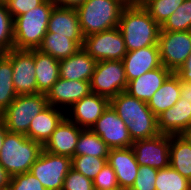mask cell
<instances>
[{"instance_id": "cell-47", "label": "cell", "mask_w": 191, "mask_h": 190, "mask_svg": "<svg viewBox=\"0 0 191 190\" xmlns=\"http://www.w3.org/2000/svg\"><path fill=\"white\" fill-rule=\"evenodd\" d=\"M94 190H122L121 188H117V189H94Z\"/></svg>"}, {"instance_id": "cell-14", "label": "cell", "mask_w": 191, "mask_h": 190, "mask_svg": "<svg viewBox=\"0 0 191 190\" xmlns=\"http://www.w3.org/2000/svg\"><path fill=\"white\" fill-rule=\"evenodd\" d=\"M109 105V98L91 92L73 104L65 116L78 127L91 130Z\"/></svg>"}, {"instance_id": "cell-5", "label": "cell", "mask_w": 191, "mask_h": 190, "mask_svg": "<svg viewBox=\"0 0 191 190\" xmlns=\"http://www.w3.org/2000/svg\"><path fill=\"white\" fill-rule=\"evenodd\" d=\"M125 7L120 0H86L76 9L83 36L118 27Z\"/></svg>"}, {"instance_id": "cell-2", "label": "cell", "mask_w": 191, "mask_h": 190, "mask_svg": "<svg viewBox=\"0 0 191 190\" xmlns=\"http://www.w3.org/2000/svg\"><path fill=\"white\" fill-rule=\"evenodd\" d=\"M118 28L128 52L158 46L161 26L140 6H126L121 14Z\"/></svg>"}, {"instance_id": "cell-11", "label": "cell", "mask_w": 191, "mask_h": 190, "mask_svg": "<svg viewBox=\"0 0 191 190\" xmlns=\"http://www.w3.org/2000/svg\"><path fill=\"white\" fill-rule=\"evenodd\" d=\"M171 135L158 134L155 137L133 141L132 149L139 165L155 169L170 166Z\"/></svg>"}, {"instance_id": "cell-34", "label": "cell", "mask_w": 191, "mask_h": 190, "mask_svg": "<svg viewBox=\"0 0 191 190\" xmlns=\"http://www.w3.org/2000/svg\"><path fill=\"white\" fill-rule=\"evenodd\" d=\"M14 48L13 18L4 1H0V53Z\"/></svg>"}, {"instance_id": "cell-13", "label": "cell", "mask_w": 191, "mask_h": 190, "mask_svg": "<svg viewBox=\"0 0 191 190\" xmlns=\"http://www.w3.org/2000/svg\"><path fill=\"white\" fill-rule=\"evenodd\" d=\"M91 130L97 134L110 149L132 147L133 141L129 135L126 124L117 115L111 105L103 112Z\"/></svg>"}, {"instance_id": "cell-37", "label": "cell", "mask_w": 191, "mask_h": 190, "mask_svg": "<svg viewBox=\"0 0 191 190\" xmlns=\"http://www.w3.org/2000/svg\"><path fill=\"white\" fill-rule=\"evenodd\" d=\"M62 190H94L93 180L71 168L64 179Z\"/></svg>"}, {"instance_id": "cell-39", "label": "cell", "mask_w": 191, "mask_h": 190, "mask_svg": "<svg viewBox=\"0 0 191 190\" xmlns=\"http://www.w3.org/2000/svg\"><path fill=\"white\" fill-rule=\"evenodd\" d=\"M45 0H4L7 10L12 18L27 13L29 10L39 6Z\"/></svg>"}, {"instance_id": "cell-35", "label": "cell", "mask_w": 191, "mask_h": 190, "mask_svg": "<svg viewBox=\"0 0 191 190\" xmlns=\"http://www.w3.org/2000/svg\"><path fill=\"white\" fill-rule=\"evenodd\" d=\"M9 188L11 190H47L31 172L10 177Z\"/></svg>"}, {"instance_id": "cell-22", "label": "cell", "mask_w": 191, "mask_h": 190, "mask_svg": "<svg viewBox=\"0 0 191 190\" xmlns=\"http://www.w3.org/2000/svg\"><path fill=\"white\" fill-rule=\"evenodd\" d=\"M173 72L163 65L128 82L126 92L148 102Z\"/></svg>"}, {"instance_id": "cell-42", "label": "cell", "mask_w": 191, "mask_h": 190, "mask_svg": "<svg viewBox=\"0 0 191 190\" xmlns=\"http://www.w3.org/2000/svg\"><path fill=\"white\" fill-rule=\"evenodd\" d=\"M86 0H52L55 6L77 9Z\"/></svg>"}, {"instance_id": "cell-24", "label": "cell", "mask_w": 191, "mask_h": 190, "mask_svg": "<svg viewBox=\"0 0 191 190\" xmlns=\"http://www.w3.org/2000/svg\"><path fill=\"white\" fill-rule=\"evenodd\" d=\"M34 63L37 90L47 94L59 79V61L50 54L34 49Z\"/></svg>"}, {"instance_id": "cell-28", "label": "cell", "mask_w": 191, "mask_h": 190, "mask_svg": "<svg viewBox=\"0 0 191 190\" xmlns=\"http://www.w3.org/2000/svg\"><path fill=\"white\" fill-rule=\"evenodd\" d=\"M13 84V67L11 59L5 54H0V115L17 97Z\"/></svg>"}, {"instance_id": "cell-26", "label": "cell", "mask_w": 191, "mask_h": 190, "mask_svg": "<svg viewBox=\"0 0 191 190\" xmlns=\"http://www.w3.org/2000/svg\"><path fill=\"white\" fill-rule=\"evenodd\" d=\"M80 48L81 47L72 39L47 31L38 50L50 54L53 58L60 61L70 57Z\"/></svg>"}, {"instance_id": "cell-45", "label": "cell", "mask_w": 191, "mask_h": 190, "mask_svg": "<svg viewBox=\"0 0 191 190\" xmlns=\"http://www.w3.org/2000/svg\"><path fill=\"white\" fill-rule=\"evenodd\" d=\"M125 6H140L144 0H120Z\"/></svg>"}, {"instance_id": "cell-43", "label": "cell", "mask_w": 191, "mask_h": 190, "mask_svg": "<svg viewBox=\"0 0 191 190\" xmlns=\"http://www.w3.org/2000/svg\"><path fill=\"white\" fill-rule=\"evenodd\" d=\"M10 176L0 164V190L9 188Z\"/></svg>"}, {"instance_id": "cell-1", "label": "cell", "mask_w": 191, "mask_h": 190, "mask_svg": "<svg viewBox=\"0 0 191 190\" xmlns=\"http://www.w3.org/2000/svg\"><path fill=\"white\" fill-rule=\"evenodd\" d=\"M111 107L126 124L132 141L157 136V116L150 110L147 102L131 96L126 91L110 99Z\"/></svg>"}, {"instance_id": "cell-27", "label": "cell", "mask_w": 191, "mask_h": 190, "mask_svg": "<svg viewBox=\"0 0 191 190\" xmlns=\"http://www.w3.org/2000/svg\"><path fill=\"white\" fill-rule=\"evenodd\" d=\"M170 166L191 181V145L180 135H171Z\"/></svg>"}, {"instance_id": "cell-3", "label": "cell", "mask_w": 191, "mask_h": 190, "mask_svg": "<svg viewBox=\"0 0 191 190\" xmlns=\"http://www.w3.org/2000/svg\"><path fill=\"white\" fill-rule=\"evenodd\" d=\"M55 4L45 0L27 13L13 18L15 49H38L48 29L51 11Z\"/></svg>"}, {"instance_id": "cell-30", "label": "cell", "mask_w": 191, "mask_h": 190, "mask_svg": "<svg viewBox=\"0 0 191 190\" xmlns=\"http://www.w3.org/2000/svg\"><path fill=\"white\" fill-rule=\"evenodd\" d=\"M155 187L156 190H191V181L168 166L157 171Z\"/></svg>"}, {"instance_id": "cell-9", "label": "cell", "mask_w": 191, "mask_h": 190, "mask_svg": "<svg viewBox=\"0 0 191 190\" xmlns=\"http://www.w3.org/2000/svg\"><path fill=\"white\" fill-rule=\"evenodd\" d=\"M82 48L97 62L123 60L128 52L118 27L84 37Z\"/></svg>"}, {"instance_id": "cell-20", "label": "cell", "mask_w": 191, "mask_h": 190, "mask_svg": "<svg viewBox=\"0 0 191 190\" xmlns=\"http://www.w3.org/2000/svg\"><path fill=\"white\" fill-rule=\"evenodd\" d=\"M158 131L166 135H181L191 126V104L180 98L173 107L157 116Z\"/></svg>"}, {"instance_id": "cell-15", "label": "cell", "mask_w": 191, "mask_h": 190, "mask_svg": "<svg viewBox=\"0 0 191 190\" xmlns=\"http://www.w3.org/2000/svg\"><path fill=\"white\" fill-rule=\"evenodd\" d=\"M90 82L60 78L46 94L48 105L67 110L91 93Z\"/></svg>"}, {"instance_id": "cell-16", "label": "cell", "mask_w": 191, "mask_h": 190, "mask_svg": "<svg viewBox=\"0 0 191 190\" xmlns=\"http://www.w3.org/2000/svg\"><path fill=\"white\" fill-rule=\"evenodd\" d=\"M82 130L81 127H78L65 116L43 146V150L52 154L73 158Z\"/></svg>"}, {"instance_id": "cell-21", "label": "cell", "mask_w": 191, "mask_h": 190, "mask_svg": "<svg viewBox=\"0 0 191 190\" xmlns=\"http://www.w3.org/2000/svg\"><path fill=\"white\" fill-rule=\"evenodd\" d=\"M97 61L83 48L70 57L59 61V77L66 80L90 82Z\"/></svg>"}, {"instance_id": "cell-7", "label": "cell", "mask_w": 191, "mask_h": 190, "mask_svg": "<svg viewBox=\"0 0 191 190\" xmlns=\"http://www.w3.org/2000/svg\"><path fill=\"white\" fill-rule=\"evenodd\" d=\"M127 85L122 60H103L96 63L90 80L93 93L111 99L126 91Z\"/></svg>"}, {"instance_id": "cell-10", "label": "cell", "mask_w": 191, "mask_h": 190, "mask_svg": "<svg viewBox=\"0 0 191 190\" xmlns=\"http://www.w3.org/2000/svg\"><path fill=\"white\" fill-rule=\"evenodd\" d=\"M158 46L162 65L175 73L191 52V31H160Z\"/></svg>"}, {"instance_id": "cell-31", "label": "cell", "mask_w": 191, "mask_h": 190, "mask_svg": "<svg viewBox=\"0 0 191 190\" xmlns=\"http://www.w3.org/2000/svg\"><path fill=\"white\" fill-rule=\"evenodd\" d=\"M183 2L184 0H144L142 6L162 26Z\"/></svg>"}, {"instance_id": "cell-36", "label": "cell", "mask_w": 191, "mask_h": 190, "mask_svg": "<svg viewBox=\"0 0 191 190\" xmlns=\"http://www.w3.org/2000/svg\"><path fill=\"white\" fill-rule=\"evenodd\" d=\"M158 169L140 165L137 177L130 190H156L155 180Z\"/></svg>"}, {"instance_id": "cell-44", "label": "cell", "mask_w": 191, "mask_h": 190, "mask_svg": "<svg viewBox=\"0 0 191 190\" xmlns=\"http://www.w3.org/2000/svg\"><path fill=\"white\" fill-rule=\"evenodd\" d=\"M8 130L6 129L5 122L0 118V152L3 146V141Z\"/></svg>"}, {"instance_id": "cell-12", "label": "cell", "mask_w": 191, "mask_h": 190, "mask_svg": "<svg viewBox=\"0 0 191 190\" xmlns=\"http://www.w3.org/2000/svg\"><path fill=\"white\" fill-rule=\"evenodd\" d=\"M13 67V84L17 95L39 93L37 90L34 49H15L5 53Z\"/></svg>"}, {"instance_id": "cell-40", "label": "cell", "mask_w": 191, "mask_h": 190, "mask_svg": "<svg viewBox=\"0 0 191 190\" xmlns=\"http://www.w3.org/2000/svg\"><path fill=\"white\" fill-rule=\"evenodd\" d=\"M175 74L184 81L191 82V52Z\"/></svg>"}, {"instance_id": "cell-41", "label": "cell", "mask_w": 191, "mask_h": 190, "mask_svg": "<svg viewBox=\"0 0 191 190\" xmlns=\"http://www.w3.org/2000/svg\"><path fill=\"white\" fill-rule=\"evenodd\" d=\"M180 84V98L183 99V102H188L191 104V82L184 81L179 78Z\"/></svg>"}, {"instance_id": "cell-29", "label": "cell", "mask_w": 191, "mask_h": 190, "mask_svg": "<svg viewBox=\"0 0 191 190\" xmlns=\"http://www.w3.org/2000/svg\"><path fill=\"white\" fill-rule=\"evenodd\" d=\"M110 148L92 130L83 129L80 133L75 156L92 155L94 157L107 158Z\"/></svg>"}, {"instance_id": "cell-33", "label": "cell", "mask_w": 191, "mask_h": 190, "mask_svg": "<svg viewBox=\"0 0 191 190\" xmlns=\"http://www.w3.org/2000/svg\"><path fill=\"white\" fill-rule=\"evenodd\" d=\"M106 163L107 158L94 157L92 155H80L71 158L72 169L92 180Z\"/></svg>"}, {"instance_id": "cell-19", "label": "cell", "mask_w": 191, "mask_h": 190, "mask_svg": "<svg viewBox=\"0 0 191 190\" xmlns=\"http://www.w3.org/2000/svg\"><path fill=\"white\" fill-rule=\"evenodd\" d=\"M47 31L55 35L66 36L82 48L84 36L76 9L54 6L49 17Z\"/></svg>"}, {"instance_id": "cell-23", "label": "cell", "mask_w": 191, "mask_h": 190, "mask_svg": "<svg viewBox=\"0 0 191 190\" xmlns=\"http://www.w3.org/2000/svg\"><path fill=\"white\" fill-rule=\"evenodd\" d=\"M65 114L64 110L48 105L31 121L28 138L44 146Z\"/></svg>"}, {"instance_id": "cell-46", "label": "cell", "mask_w": 191, "mask_h": 190, "mask_svg": "<svg viewBox=\"0 0 191 190\" xmlns=\"http://www.w3.org/2000/svg\"><path fill=\"white\" fill-rule=\"evenodd\" d=\"M187 143L191 145V126L187 128L181 135H180Z\"/></svg>"}, {"instance_id": "cell-38", "label": "cell", "mask_w": 191, "mask_h": 190, "mask_svg": "<svg viewBox=\"0 0 191 190\" xmlns=\"http://www.w3.org/2000/svg\"><path fill=\"white\" fill-rule=\"evenodd\" d=\"M94 189H117L120 188L113 168L106 163L102 170L93 179Z\"/></svg>"}, {"instance_id": "cell-4", "label": "cell", "mask_w": 191, "mask_h": 190, "mask_svg": "<svg viewBox=\"0 0 191 190\" xmlns=\"http://www.w3.org/2000/svg\"><path fill=\"white\" fill-rule=\"evenodd\" d=\"M43 146L24 134L7 132L0 152V164L10 177L30 172Z\"/></svg>"}, {"instance_id": "cell-32", "label": "cell", "mask_w": 191, "mask_h": 190, "mask_svg": "<svg viewBox=\"0 0 191 190\" xmlns=\"http://www.w3.org/2000/svg\"><path fill=\"white\" fill-rule=\"evenodd\" d=\"M160 31H191V0H184L161 26Z\"/></svg>"}, {"instance_id": "cell-8", "label": "cell", "mask_w": 191, "mask_h": 190, "mask_svg": "<svg viewBox=\"0 0 191 190\" xmlns=\"http://www.w3.org/2000/svg\"><path fill=\"white\" fill-rule=\"evenodd\" d=\"M71 168L70 157L42 150L30 172L47 190H62L64 179Z\"/></svg>"}, {"instance_id": "cell-18", "label": "cell", "mask_w": 191, "mask_h": 190, "mask_svg": "<svg viewBox=\"0 0 191 190\" xmlns=\"http://www.w3.org/2000/svg\"><path fill=\"white\" fill-rule=\"evenodd\" d=\"M107 163L113 168L119 187L130 190L138 174L139 164L132 147L110 149Z\"/></svg>"}, {"instance_id": "cell-6", "label": "cell", "mask_w": 191, "mask_h": 190, "mask_svg": "<svg viewBox=\"0 0 191 190\" xmlns=\"http://www.w3.org/2000/svg\"><path fill=\"white\" fill-rule=\"evenodd\" d=\"M47 106L46 94L18 95L0 118L5 122L8 132L20 133L28 137L31 121Z\"/></svg>"}, {"instance_id": "cell-25", "label": "cell", "mask_w": 191, "mask_h": 190, "mask_svg": "<svg viewBox=\"0 0 191 190\" xmlns=\"http://www.w3.org/2000/svg\"><path fill=\"white\" fill-rule=\"evenodd\" d=\"M180 99L179 77L172 73L163 85L154 93L147 102L150 110L156 115H160L163 111L173 107Z\"/></svg>"}, {"instance_id": "cell-17", "label": "cell", "mask_w": 191, "mask_h": 190, "mask_svg": "<svg viewBox=\"0 0 191 190\" xmlns=\"http://www.w3.org/2000/svg\"><path fill=\"white\" fill-rule=\"evenodd\" d=\"M122 62L129 82L162 66L159 46H148L127 52Z\"/></svg>"}]
</instances>
